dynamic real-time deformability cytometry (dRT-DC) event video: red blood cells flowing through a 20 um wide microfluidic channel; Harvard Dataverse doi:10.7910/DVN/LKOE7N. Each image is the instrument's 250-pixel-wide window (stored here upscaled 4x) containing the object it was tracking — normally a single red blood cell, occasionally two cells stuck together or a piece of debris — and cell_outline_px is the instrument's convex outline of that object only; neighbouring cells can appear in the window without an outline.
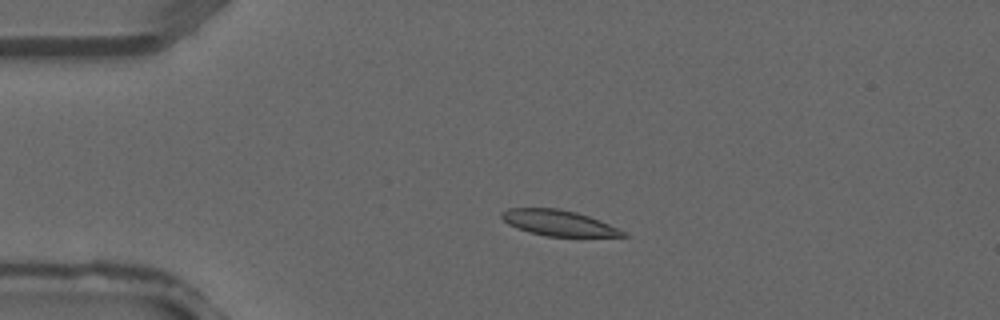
{"species": "common noctule bat (a hibernating species)", "species_latin": "Nyctalus noctula", "temperature_condition": "warm", "stored_images_in_passage": 2, "camera_frame_rate_fps": 3000, "um_per_image_px": 0.085, "animal": {"sex": "male", "forearm_length_mm": 52.5}, "frame": {"image": 1, "passage_image": 2, "time_ms": 0.333, "image_size_px": [1000, 320], "cell_outline_px": [[628, 236], [548, 236], [528, 232], [516, 228], [508, 224], [500, 216], [500, 212], [508, 208], [556, 208], [576, 212], [588, 216], [608, 224], [624, 232]], "centroid_in_image_um": [47.39, 18.94], "position_along_channel_um": 37.6, "area_um2": 17.86}}